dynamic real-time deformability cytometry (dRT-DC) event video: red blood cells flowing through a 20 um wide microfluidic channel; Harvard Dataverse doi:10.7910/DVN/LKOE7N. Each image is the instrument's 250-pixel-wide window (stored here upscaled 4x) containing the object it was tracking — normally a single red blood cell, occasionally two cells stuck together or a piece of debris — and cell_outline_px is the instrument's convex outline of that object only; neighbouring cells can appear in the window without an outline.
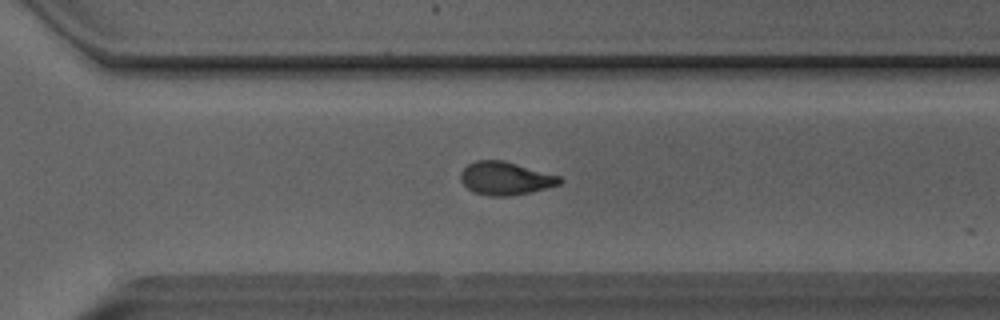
{"species": "Egyptian fruit bat (a non-hibernating species)", "species_latin": "Rousettus aegyptiacus", "temperature_condition": "room temperature", "stored_images_in_passage": 36, "camera_frame_rate_fps": 3000, "um_per_image_px": 0.085, "animal": {"sex": "male"}, "frame": {"image": 1, "passage_image": 35, "time_ms": 11.333, "image_size_px": [1000, 320], "cell_outline_px": [[564, 180], [560, 184], [512, 196], [488, 196], [472, 192], [460, 180], [460, 172], [468, 164], [476, 160], [504, 160], [560, 176]], "centroid_in_image_um": [42.94, 15.16], "position_along_channel_um": 327.7, "area_um2": 19.13}}